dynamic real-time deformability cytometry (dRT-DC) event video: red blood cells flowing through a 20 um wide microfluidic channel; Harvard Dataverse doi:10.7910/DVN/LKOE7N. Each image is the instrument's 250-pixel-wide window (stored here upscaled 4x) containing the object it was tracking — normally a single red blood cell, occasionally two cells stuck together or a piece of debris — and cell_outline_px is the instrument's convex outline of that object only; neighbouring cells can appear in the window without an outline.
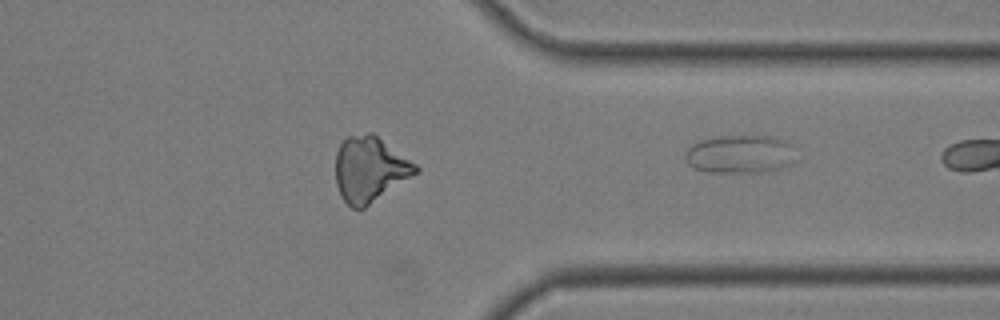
{"species": "common noctule bat (a hibernating species)", "species_latin": "Nyctalus noctula", "temperature_condition": "room temperature", "stored_images_in_passage": 34, "segment_of_instrument_passage": [2, 2], "camera_frame_rate_fps": 3000, "um_per_image_px": 0.085, "animal": {"sex": "male", "body_mass_g": 19.0, "forearm_length_mm": 50.8}, "frame": {"image": 1, "passage_image": 34, "time_ms": 11.0, "image_size_px": [1000, 320], "cell_outline_px": [[792, 144], [788, 164], [776, 168], [760, 172], [708, 172], [696, 168], [688, 164], [684, 156], [688, 148], [692, 144], [700, 140], [720, 136], [776, 136]], "centroid_in_image_um": [62.81, 13.08], "position_along_channel_um": 348.6, "area_um2": 24.1}}